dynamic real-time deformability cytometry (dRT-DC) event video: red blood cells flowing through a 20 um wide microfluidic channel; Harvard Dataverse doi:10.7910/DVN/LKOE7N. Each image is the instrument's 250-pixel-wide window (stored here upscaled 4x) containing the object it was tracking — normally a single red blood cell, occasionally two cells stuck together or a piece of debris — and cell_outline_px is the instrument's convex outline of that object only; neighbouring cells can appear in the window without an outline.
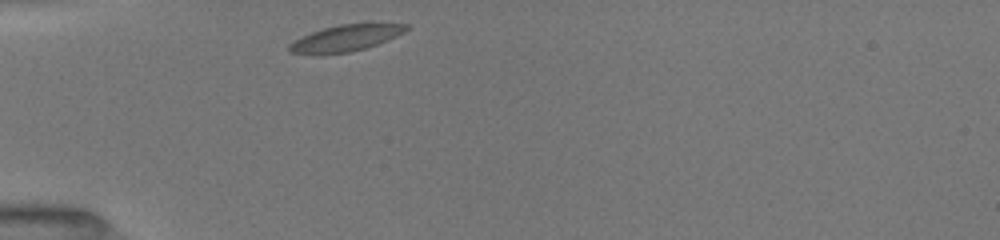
{"species": "common noctule bat (a hibernating species)", "species_latin": "Nyctalus noctula", "temperature_condition": "room temperature", "stored_images_in_passage": 30, "camera_frame_rate_fps": 3000, "um_per_image_px": 0.085, "animal": {"sex": "female", "body_mass_g": 19.5, "forearm_length_mm": 54.1}, "frame": {"image": 1, "passage_image": 1, "time_ms": 0.0, "image_size_px": [1000, 240], "cell_outline_px": [[412, 28], [388, 40], [364, 48], [348, 52], [288, 52], [288, 44], [312, 32], [324, 28], [340, 24], [412, 24]], "centroid_in_image_um": [29.48, 3.2], "position_along_channel_um": 55.5, "area_um2": 17.17}}
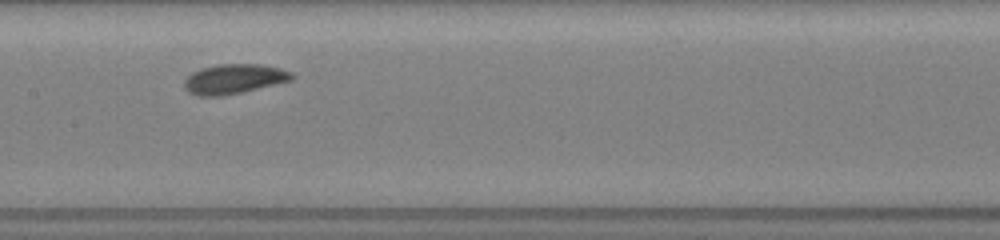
{"frame": {"image": 2, "passage_image": 12, "time_ms": 3.667, "image_size_px": [1000, 240], "cell_outline_px": [[296, 76], [292, 80], [240, 92], [220, 96], [200, 96], [188, 92], [184, 88], [184, 80], [192, 72], [200, 68], [216, 64], [260, 64], [280, 68], [292, 72]], "centroid_in_image_um": [19.87, 6.7], "position_along_channel_um": 187.5, "area_um2": 18.61}}
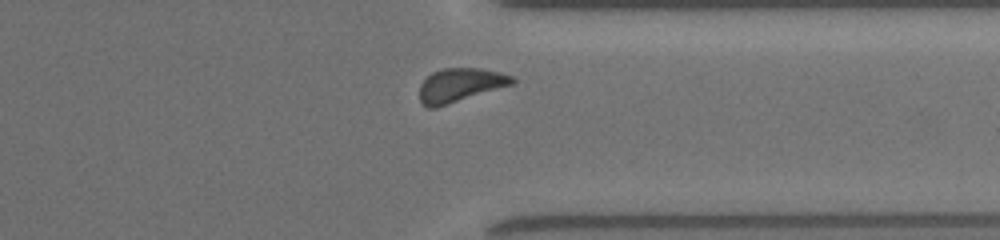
{"frame": {"image": 3, "passage_image": 26, "time_ms": 8.333, "image_size_px": [1000, 240], "cell_outline_px": [[516, 80], [512, 84], [436, 108], [428, 108], [420, 100], [420, 84], [432, 72], [444, 68], [480, 68], [500, 72], [516, 76]], "centroid_in_image_um": [39.13, 7.22], "position_along_channel_um": 372.3, "area_um2": 18.15}, "authors_computed_cell_mechanics": {"area_um2": 18.0914, "velocity_mm_per_s": 3.9669, "shape_relaxation_time_tau1_ms": null, "shape_relaxation_time_tau2_ms": 2.9312, "deformation_change_tau1": null, "deformation_change_tau2": 0.0645}}